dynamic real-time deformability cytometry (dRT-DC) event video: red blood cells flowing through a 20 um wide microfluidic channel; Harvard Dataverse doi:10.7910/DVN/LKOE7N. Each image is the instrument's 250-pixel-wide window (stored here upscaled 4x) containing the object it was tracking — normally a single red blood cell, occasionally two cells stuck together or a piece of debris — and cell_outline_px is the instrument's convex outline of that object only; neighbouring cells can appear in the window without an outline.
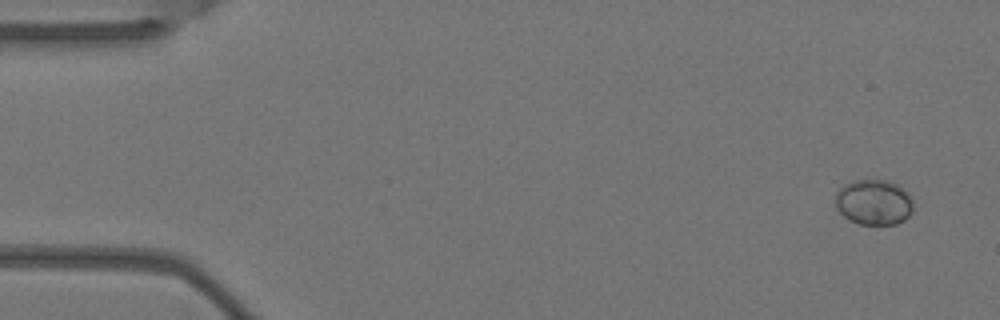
{"species": "Egyptian fruit bat (a non-hibernating species)", "species_latin": "Rousettus aegyptiacus", "temperature_condition": "warm", "stored_images_in_passage": 4, "camera_frame_rate_fps": 3000, "um_per_image_px": 0.085, "animal": {"sex": "female"}, "frame": {"image": 1, "passage_image": 1, "time_ms": 0.0, "image_size_px": [1000, 320], "cell_outline_px": [[912, 212], [904, 220], [896, 224], [860, 224], [844, 216], [836, 208], [836, 192], [844, 184], [852, 180], [888, 180], [896, 184], [908, 192], [912, 196]], "centroid_in_image_um": [74.28, 17.17], "position_along_channel_um": 10.7, "area_um2": 20.63}}
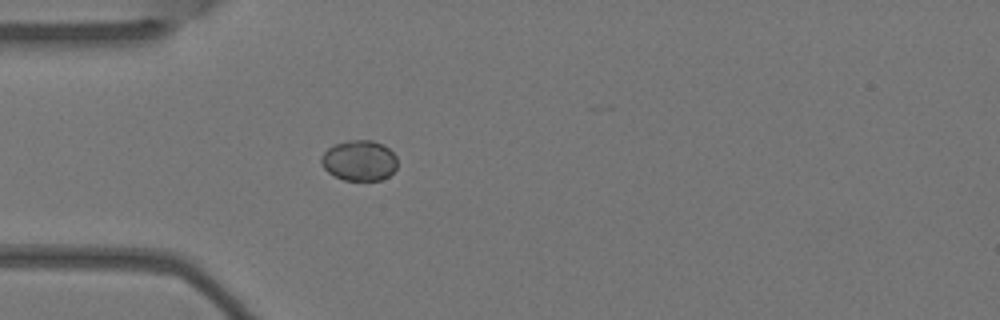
{"frame": {"image": 2, "passage_image": 4, "time_ms": 1.0, "image_size_px": [1000, 320], "cell_outline_px": [[396, 168], [388, 176], [380, 180], [344, 180], [328, 172], [324, 168], [320, 160], [320, 156], [332, 144], [348, 140], [372, 140], [384, 144], [396, 156]], "centroid_in_image_um": [30.52, 13.63], "position_along_channel_um": 54.5, "area_um2": 18.03}}